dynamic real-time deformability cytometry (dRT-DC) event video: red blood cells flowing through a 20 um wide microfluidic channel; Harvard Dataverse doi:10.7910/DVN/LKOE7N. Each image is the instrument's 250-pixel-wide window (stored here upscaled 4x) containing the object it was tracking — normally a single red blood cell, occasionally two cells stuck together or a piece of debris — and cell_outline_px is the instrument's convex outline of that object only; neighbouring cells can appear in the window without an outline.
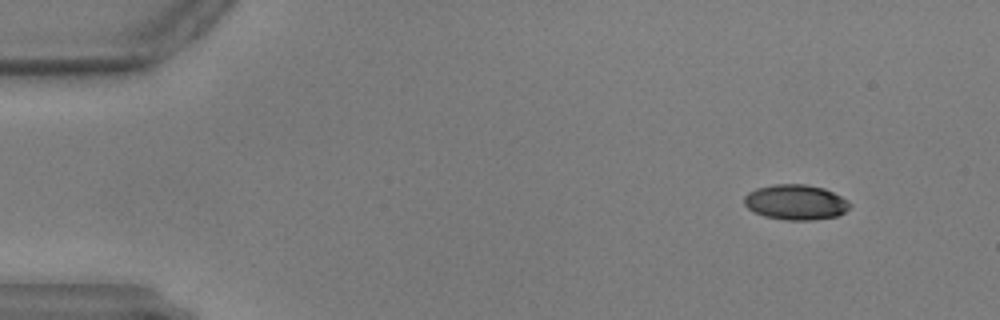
{"species": "common noctule bat (a hibernating species)", "species_latin": "Nyctalus noctula", "temperature_condition": "warm", "stored_images_in_passage": 59, "camera_frame_rate_fps": 3000, "um_per_image_px": 0.085, "animal": {"sex": "male", "body_mass_g": 17.9, "forearm_length_mm": 54.2}, "frame": {"image": 1, "passage_image": 6, "time_ms": 1.667, "image_size_px": [1000, 320], "cell_outline_px": [[852, 204], [844, 212], [836, 216], [812, 220], [788, 220], [764, 216], [748, 208], [744, 204], [744, 196], [748, 192], [756, 188], [776, 184], [804, 184], [824, 188], [848, 200]], "centroid_in_image_um": [67.63, 17.18], "position_along_channel_um": 17.4, "area_um2": 21.56}}
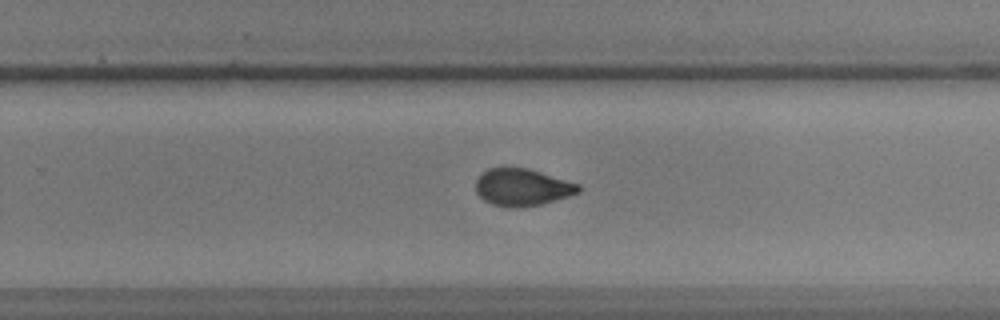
{"frame": {"image": 2, "passage_image": 38, "time_ms": 12.333, "image_size_px": [1000, 320], "cell_outline_px": [[580, 192], [568, 196], [540, 204], [516, 208], [508, 208], [492, 204], [484, 200], [476, 192], [476, 180], [488, 168], [528, 168], [580, 184]], "centroid_in_image_um": [44.39, 15.92], "position_along_channel_um": 285.4, "area_um2": 22.08}}
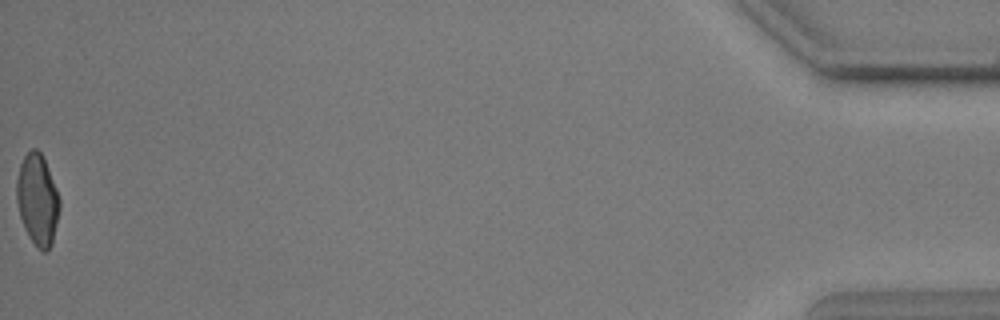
{"frame": {"image": 3, "passage_image": 59, "time_ms": 19.333, "image_size_px": [1000, 320], "cell_outline_px": [[60, 208], [52, 244], [48, 252], [44, 252], [36, 248], [28, 236], [24, 228], [20, 216], [16, 200], [16, 180], [20, 164], [24, 156], [32, 148], [36, 148], [40, 152], [44, 160], [56, 188], [60, 200]], "centroid_in_image_um": [3.18, 17.02], "position_along_channel_um": 432.0, "area_um2": 22.89}}